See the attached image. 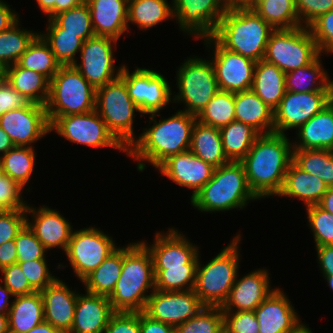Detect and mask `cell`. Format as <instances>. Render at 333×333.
<instances>
[{
    "instance_id": "6da1fadb",
    "label": "cell",
    "mask_w": 333,
    "mask_h": 333,
    "mask_svg": "<svg viewBox=\"0 0 333 333\" xmlns=\"http://www.w3.org/2000/svg\"><path fill=\"white\" fill-rule=\"evenodd\" d=\"M293 161V146L286 134H260L241 160L248 185L260 199L278 195Z\"/></svg>"
},
{
    "instance_id": "7a4b0ae2",
    "label": "cell",
    "mask_w": 333,
    "mask_h": 333,
    "mask_svg": "<svg viewBox=\"0 0 333 333\" xmlns=\"http://www.w3.org/2000/svg\"><path fill=\"white\" fill-rule=\"evenodd\" d=\"M150 115L154 125L146 128L127 150V155L139 160L137 169L141 172L146 166L143 161L158 168L169 157L189 151L192 129L197 120L196 116L182 110L159 122L154 119L156 113Z\"/></svg>"
},
{
    "instance_id": "3957f363",
    "label": "cell",
    "mask_w": 333,
    "mask_h": 333,
    "mask_svg": "<svg viewBox=\"0 0 333 333\" xmlns=\"http://www.w3.org/2000/svg\"><path fill=\"white\" fill-rule=\"evenodd\" d=\"M155 290L153 258L142 242L123 246V267L115 289L108 297L114 312H144Z\"/></svg>"
},
{
    "instance_id": "277c9868",
    "label": "cell",
    "mask_w": 333,
    "mask_h": 333,
    "mask_svg": "<svg viewBox=\"0 0 333 333\" xmlns=\"http://www.w3.org/2000/svg\"><path fill=\"white\" fill-rule=\"evenodd\" d=\"M274 30L250 7H236L226 10L212 37L226 50L257 62L264 59Z\"/></svg>"
},
{
    "instance_id": "5b68a950",
    "label": "cell",
    "mask_w": 333,
    "mask_h": 333,
    "mask_svg": "<svg viewBox=\"0 0 333 333\" xmlns=\"http://www.w3.org/2000/svg\"><path fill=\"white\" fill-rule=\"evenodd\" d=\"M258 199L251 191L241 161H229L214 169L212 178L191 198L202 212L243 209L247 201Z\"/></svg>"
},
{
    "instance_id": "8992f818",
    "label": "cell",
    "mask_w": 333,
    "mask_h": 333,
    "mask_svg": "<svg viewBox=\"0 0 333 333\" xmlns=\"http://www.w3.org/2000/svg\"><path fill=\"white\" fill-rule=\"evenodd\" d=\"M95 104L96 89L72 65L61 66L50 80L45 105L49 124L57 117L91 112Z\"/></svg>"
},
{
    "instance_id": "52a82bcc",
    "label": "cell",
    "mask_w": 333,
    "mask_h": 333,
    "mask_svg": "<svg viewBox=\"0 0 333 333\" xmlns=\"http://www.w3.org/2000/svg\"><path fill=\"white\" fill-rule=\"evenodd\" d=\"M236 236L204 267L198 261L194 292L207 307H222L238 276L239 242Z\"/></svg>"
},
{
    "instance_id": "ba28073f",
    "label": "cell",
    "mask_w": 333,
    "mask_h": 333,
    "mask_svg": "<svg viewBox=\"0 0 333 333\" xmlns=\"http://www.w3.org/2000/svg\"><path fill=\"white\" fill-rule=\"evenodd\" d=\"M95 110L109 131L128 150L135 142L134 113L140 111L128 95L125 80L121 76L96 89Z\"/></svg>"
},
{
    "instance_id": "9c48e42d",
    "label": "cell",
    "mask_w": 333,
    "mask_h": 333,
    "mask_svg": "<svg viewBox=\"0 0 333 333\" xmlns=\"http://www.w3.org/2000/svg\"><path fill=\"white\" fill-rule=\"evenodd\" d=\"M320 52L308 27L274 30L269 37L264 60L284 73L312 63Z\"/></svg>"
},
{
    "instance_id": "30bf717a",
    "label": "cell",
    "mask_w": 333,
    "mask_h": 333,
    "mask_svg": "<svg viewBox=\"0 0 333 333\" xmlns=\"http://www.w3.org/2000/svg\"><path fill=\"white\" fill-rule=\"evenodd\" d=\"M179 93L173 102H184V112L198 116L212 98L220 91L211 60L189 58L177 71Z\"/></svg>"
},
{
    "instance_id": "8fae6325",
    "label": "cell",
    "mask_w": 333,
    "mask_h": 333,
    "mask_svg": "<svg viewBox=\"0 0 333 333\" xmlns=\"http://www.w3.org/2000/svg\"><path fill=\"white\" fill-rule=\"evenodd\" d=\"M73 143L91 146L93 148L111 147L126 152L127 149L109 131L106 123L96 110L88 113L57 117L50 124V131Z\"/></svg>"
},
{
    "instance_id": "7c38bea8",
    "label": "cell",
    "mask_w": 333,
    "mask_h": 333,
    "mask_svg": "<svg viewBox=\"0 0 333 333\" xmlns=\"http://www.w3.org/2000/svg\"><path fill=\"white\" fill-rule=\"evenodd\" d=\"M114 242L108 234L92 226L72 232L65 254L75 276L82 281L95 270L118 248Z\"/></svg>"
},
{
    "instance_id": "4fadbf2b",
    "label": "cell",
    "mask_w": 333,
    "mask_h": 333,
    "mask_svg": "<svg viewBox=\"0 0 333 333\" xmlns=\"http://www.w3.org/2000/svg\"><path fill=\"white\" fill-rule=\"evenodd\" d=\"M120 76L125 80L128 95L142 114L159 113L171 102V88L160 73L137 68L129 73L127 66L122 65Z\"/></svg>"
},
{
    "instance_id": "5bb4252c",
    "label": "cell",
    "mask_w": 333,
    "mask_h": 333,
    "mask_svg": "<svg viewBox=\"0 0 333 333\" xmlns=\"http://www.w3.org/2000/svg\"><path fill=\"white\" fill-rule=\"evenodd\" d=\"M205 307L194 290H154L147 300L144 313L151 319L176 328Z\"/></svg>"
},
{
    "instance_id": "9a60e30c",
    "label": "cell",
    "mask_w": 333,
    "mask_h": 333,
    "mask_svg": "<svg viewBox=\"0 0 333 333\" xmlns=\"http://www.w3.org/2000/svg\"><path fill=\"white\" fill-rule=\"evenodd\" d=\"M112 42L116 44L118 41L99 35L90 37L80 50L81 64L72 65L95 89L120 76L122 66L115 74Z\"/></svg>"
},
{
    "instance_id": "2e32d148",
    "label": "cell",
    "mask_w": 333,
    "mask_h": 333,
    "mask_svg": "<svg viewBox=\"0 0 333 333\" xmlns=\"http://www.w3.org/2000/svg\"><path fill=\"white\" fill-rule=\"evenodd\" d=\"M333 100V92L296 93L286 91L274 110V132L299 128Z\"/></svg>"
},
{
    "instance_id": "e0dca14e",
    "label": "cell",
    "mask_w": 333,
    "mask_h": 333,
    "mask_svg": "<svg viewBox=\"0 0 333 333\" xmlns=\"http://www.w3.org/2000/svg\"><path fill=\"white\" fill-rule=\"evenodd\" d=\"M207 47L214 44L211 59L220 91L232 93L251 89L256 62L241 54L223 48L213 37L203 39Z\"/></svg>"
},
{
    "instance_id": "ac0fdd59",
    "label": "cell",
    "mask_w": 333,
    "mask_h": 333,
    "mask_svg": "<svg viewBox=\"0 0 333 333\" xmlns=\"http://www.w3.org/2000/svg\"><path fill=\"white\" fill-rule=\"evenodd\" d=\"M179 27L196 38L212 37L227 8L223 0H173Z\"/></svg>"
},
{
    "instance_id": "d6986e66",
    "label": "cell",
    "mask_w": 333,
    "mask_h": 333,
    "mask_svg": "<svg viewBox=\"0 0 333 333\" xmlns=\"http://www.w3.org/2000/svg\"><path fill=\"white\" fill-rule=\"evenodd\" d=\"M0 127L15 146L23 147L51 132L45 105L36 103L6 112L0 117Z\"/></svg>"
},
{
    "instance_id": "ffe728a7",
    "label": "cell",
    "mask_w": 333,
    "mask_h": 333,
    "mask_svg": "<svg viewBox=\"0 0 333 333\" xmlns=\"http://www.w3.org/2000/svg\"><path fill=\"white\" fill-rule=\"evenodd\" d=\"M158 169L179 186L192 189V198L212 178L215 167L189 150L169 157Z\"/></svg>"
},
{
    "instance_id": "44dd1931",
    "label": "cell",
    "mask_w": 333,
    "mask_h": 333,
    "mask_svg": "<svg viewBox=\"0 0 333 333\" xmlns=\"http://www.w3.org/2000/svg\"><path fill=\"white\" fill-rule=\"evenodd\" d=\"M151 252L153 267H184V264H198V248L186 237L171 228L166 234L157 233L152 246L142 242Z\"/></svg>"
},
{
    "instance_id": "7402d4cb",
    "label": "cell",
    "mask_w": 333,
    "mask_h": 333,
    "mask_svg": "<svg viewBox=\"0 0 333 333\" xmlns=\"http://www.w3.org/2000/svg\"><path fill=\"white\" fill-rule=\"evenodd\" d=\"M254 312L258 320L259 333H290L301 323L291 301L277 288Z\"/></svg>"
},
{
    "instance_id": "603a6c76",
    "label": "cell",
    "mask_w": 333,
    "mask_h": 333,
    "mask_svg": "<svg viewBox=\"0 0 333 333\" xmlns=\"http://www.w3.org/2000/svg\"><path fill=\"white\" fill-rule=\"evenodd\" d=\"M43 300L44 321L54 328L68 333L74 321L78 292L68 288L57 278L52 284L40 291Z\"/></svg>"
},
{
    "instance_id": "cb8c5ba5",
    "label": "cell",
    "mask_w": 333,
    "mask_h": 333,
    "mask_svg": "<svg viewBox=\"0 0 333 333\" xmlns=\"http://www.w3.org/2000/svg\"><path fill=\"white\" fill-rule=\"evenodd\" d=\"M270 278L266 269L248 273L232 286L222 311H254L274 290H270Z\"/></svg>"
},
{
    "instance_id": "d4e9b609",
    "label": "cell",
    "mask_w": 333,
    "mask_h": 333,
    "mask_svg": "<svg viewBox=\"0 0 333 333\" xmlns=\"http://www.w3.org/2000/svg\"><path fill=\"white\" fill-rule=\"evenodd\" d=\"M33 215V223L26 218V225L36 235L37 239L48 251L59 247L66 251L72 235L71 223H69L58 211L42 206L40 209L27 205L26 214Z\"/></svg>"
},
{
    "instance_id": "484cf974",
    "label": "cell",
    "mask_w": 333,
    "mask_h": 333,
    "mask_svg": "<svg viewBox=\"0 0 333 333\" xmlns=\"http://www.w3.org/2000/svg\"><path fill=\"white\" fill-rule=\"evenodd\" d=\"M95 35L119 40L129 28L128 0H85Z\"/></svg>"
},
{
    "instance_id": "4316f807",
    "label": "cell",
    "mask_w": 333,
    "mask_h": 333,
    "mask_svg": "<svg viewBox=\"0 0 333 333\" xmlns=\"http://www.w3.org/2000/svg\"><path fill=\"white\" fill-rule=\"evenodd\" d=\"M113 313L108 297L90 292L78 294L73 325L68 333H103Z\"/></svg>"
},
{
    "instance_id": "83f0119b",
    "label": "cell",
    "mask_w": 333,
    "mask_h": 333,
    "mask_svg": "<svg viewBox=\"0 0 333 333\" xmlns=\"http://www.w3.org/2000/svg\"><path fill=\"white\" fill-rule=\"evenodd\" d=\"M293 149L333 150V100L298 128Z\"/></svg>"
},
{
    "instance_id": "f1b7e54d",
    "label": "cell",
    "mask_w": 333,
    "mask_h": 333,
    "mask_svg": "<svg viewBox=\"0 0 333 333\" xmlns=\"http://www.w3.org/2000/svg\"><path fill=\"white\" fill-rule=\"evenodd\" d=\"M328 186L318 177L299 168L293 161L285 175L283 187L278 195L301 199L305 206L317 205Z\"/></svg>"
},
{
    "instance_id": "f546056e",
    "label": "cell",
    "mask_w": 333,
    "mask_h": 333,
    "mask_svg": "<svg viewBox=\"0 0 333 333\" xmlns=\"http://www.w3.org/2000/svg\"><path fill=\"white\" fill-rule=\"evenodd\" d=\"M235 120L251 126L259 134L274 132V111L251 89L235 93Z\"/></svg>"
},
{
    "instance_id": "4dcf8cb0",
    "label": "cell",
    "mask_w": 333,
    "mask_h": 333,
    "mask_svg": "<svg viewBox=\"0 0 333 333\" xmlns=\"http://www.w3.org/2000/svg\"><path fill=\"white\" fill-rule=\"evenodd\" d=\"M251 90L274 111L286 93L285 73L264 59L257 61Z\"/></svg>"
},
{
    "instance_id": "1f68e13d",
    "label": "cell",
    "mask_w": 333,
    "mask_h": 333,
    "mask_svg": "<svg viewBox=\"0 0 333 333\" xmlns=\"http://www.w3.org/2000/svg\"><path fill=\"white\" fill-rule=\"evenodd\" d=\"M4 80L32 103L46 105L50 81L42 74L15 63L4 68Z\"/></svg>"
},
{
    "instance_id": "d6a6232c",
    "label": "cell",
    "mask_w": 333,
    "mask_h": 333,
    "mask_svg": "<svg viewBox=\"0 0 333 333\" xmlns=\"http://www.w3.org/2000/svg\"><path fill=\"white\" fill-rule=\"evenodd\" d=\"M8 312L9 333H27L44 321L40 292L15 296Z\"/></svg>"
},
{
    "instance_id": "836d02e7",
    "label": "cell",
    "mask_w": 333,
    "mask_h": 333,
    "mask_svg": "<svg viewBox=\"0 0 333 333\" xmlns=\"http://www.w3.org/2000/svg\"><path fill=\"white\" fill-rule=\"evenodd\" d=\"M189 150L215 168L229 162L223 151L219 128L197 120L192 129Z\"/></svg>"
},
{
    "instance_id": "e575fe53",
    "label": "cell",
    "mask_w": 333,
    "mask_h": 333,
    "mask_svg": "<svg viewBox=\"0 0 333 333\" xmlns=\"http://www.w3.org/2000/svg\"><path fill=\"white\" fill-rule=\"evenodd\" d=\"M321 55L309 65L285 73L286 91L333 92V80H329L327 73L322 68Z\"/></svg>"
},
{
    "instance_id": "d590c367",
    "label": "cell",
    "mask_w": 333,
    "mask_h": 333,
    "mask_svg": "<svg viewBox=\"0 0 333 333\" xmlns=\"http://www.w3.org/2000/svg\"><path fill=\"white\" fill-rule=\"evenodd\" d=\"M122 267L123 247H119L82 280L86 292L109 297L115 289Z\"/></svg>"
},
{
    "instance_id": "8d00e7d4",
    "label": "cell",
    "mask_w": 333,
    "mask_h": 333,
    "mask_svg": "<svg viewBox=\"0 0 333 333\" xmlns=\"http://www.w3.org/2000/svg\"><path fill=\"white\" fill-rule=\"evenodd\" d=\"M225 156L229 161H241L260 135L251 126L234 120L219 129Z\"/></svg>"
},
{
    "instance_id": "74e56055",
    "label": "cell",
    "mask_w": 333,
    "mask_h": 333,
    "mask_svg": "<svg viewBox=\"0 0 333 333\" xmlns=\"http://www.w3.org/2000/svg\"><path fill=\"white\" fill-rule=\"evenodd\" d=\"M250 8L275 30L301 26L295 0H253Z\"/></svg>"
},
{
    "instance_id": "f35d334b",
    "label": "cell",
    "mask_w": 333,
    "mask_h": 333,
    "mask_svg": "<svg viewBox=\"0 0 333 333\" xmlns=\"http://www.w3.org/2000/svg\"><path fill=\"white\" fill-rule=\"evenodd\" d=\"M17 64L45 76L49 81L61 67L49 44L38 34L21 55Z\"/></svg>"
},
{
    "instance_id": "ab89813d",
    "label": "cell",
    "mask_w": 333,
    "mask_h": 333,
    "mask_svg": "<svg viewBox=\"0 0 333 333\" xmlns=\"http://www.w3.org/2000/svg\"><path fill=\"white\" fill-rule=\"evenodd\" d=\"M166 0H128V22L148 30L173 18V7Z\"/></svg>"
},
{
    "instance_id": "60d3db41",
    "label": "cell",
    "mask_w": 333,
    "mask_h": 333,
    "mask_svg": "<svg viewBox=\"0 0 333 333\" xmlns=\"http://www.w3.org/2000/svg\"><path fill=\"white\" fill-rule=\"evenodd\" d=\"M293 162L328 187H333V150L293 149Z\"/></svg>"
},
{
    "instance_id": "b9f144b4",
    "label": "cell",
    "mask_w": 333,
    "mask_h": 333,
    "mask_svg": "<svg viewBox=\"0 0 333 333\" xmlns=\"http://www.w3.org/2000/svg\"><path fill=\"white\" fill-rule=\"evenodd\" d=\"M0 155L5 175L24 188L34 171L36 160L34 148L15 146L4 155Z\"/></svg>"
},
{
    "instance_id": "7bdbcfd3",
    "label": "cell",
    "mask_w": 333,
    "mask_h": 333,
    "mask_svg": "<svg viewBox=\"0 0 333 333\" xmlns=\"http://www.w3.org/2000/svg\"><path fill=\"white\" fill-rule=\"evenodd\" d=\"M48 22L46 34L40 35L49 44L56 60L61 66L75 64L76 52L81 50L84 40L71 32H61L50 19Z\"/></svg>"
},
{
    "instance_id": "ee69618b",
    "label": "cell",
    "mask_w": 333,
    "mask_h": 333,
    "mask_svg": "<svg viewBox=\"0 0 333 333\" xmlns=\"http://www.w3.org/2000/svg\"><path fill=\"white\" fill-rule=\"evenodd\" d=\"M198 264H184V267H154L155 290H194Z\"/></svg>"
},
{
    "instance_id": "f6af8a7d",
    "label": "cell",
    "mask_w": 333,
    "mask_h": 333,
    "mask_svg": "<svg viewBox=\"0 0 333 333\" xmlns=\"http://www.w3.org/2000/svg\"><path fill=\"white\" fill-rule=\"evenodd\" d=\"M19 20L9 29L0 32V65L5 68L18 62L28 45L38 35L17 26Z\"/></svg>"
},
{
    "instance_id": "bcb514c9",
    "label": "cell",
    "mask_w": 333,
    "mask_h": 333,
    "mask_svg": "<svg viewBox=\"0 0 333 333\" xmlns=\"http://www.w3.org/2000/svg\"><path fill=\"white\" fill-rule=\"evenodd\" d=\"M196 119L219 129L230 124L235 120V93L219 91Z\"/></svg>"
},
{
    "instance_id": "7dc6e473",
    "label": "cell",
    "mask_w": 333,
    "mask_h": 333,
    "mask_svg": "<svg viewBox=\"0 0 333 333\" xmlns=\"http://www.w3.org/2000/svg\"><path fill=\"white\" fill-rule=\"evenodd\" d=\"M50 20L58 28H61V32H71L84 41L95 35L90 9L85 1L76 7L54 15Z\"/></svg>"
},
{
    "instance_id": "c3c4849f",
    "label": "cell",
    "mask_w": 333,
    "mask_h": 333,
    "mask_svg": "<svg viewBox=\"0 0 333 333\" xmlns=\"http://www.w3.org/2000/svg\"><path fill=\"white\" fill-rule=\"evenodd\" d=\"M224 328L221 307H205L175 328V333H218Z\"/></svg>"
},
{
    "instance_id": "681fc988",
    "label": "cell",
    "mask_w": 333,
    "mask_h": 333,
    "mask_svg": "<svg viewBox=\"0 0 333 333\" xmlns=\"http://www.w3.org/2000/svg\"><path fill=\"white\" fill-rule=\"evenodd\" d=\"M306 208L316 247L333 245V214L318 204Z\"/></svg>"
},
{
    "instance_id": "f907efd6",
    "label": "cell",
    "mask_w": 333,
    "mask_h": 333,
    "mask_svg": "<svg viewBox=\"0 0 333 333\" xmlns=\"http://www.w3.org/2000/svg\"><path fill=\"white\" fill-rule=\"evenodd\" d=\"M14 241L17 250V262L45 259L47 250L27 225L17 234Z\"/></svg>"
},
{
    "instance_id": "816d5d0a",
    "label": "cell",
    "mask_w": 333,
    "mask_h": 333,
    "mask_svg": "<svg viewBox=\"0 0 333 333\" xmlns=\"http://www.w3.org/2000/svg\"><path fill=\"white\" fill-rule=\"evenodd\" d=\"M26 276L30 286L40 292L48 285L52 284L57 278L50 274L45 259H35L26 262H17Z\"/></svg>"
},
{
    "instance_id": "f5cc1de1",
    "label": "cell",
    "mask_w": 333,
    "mask_h": 333,
    "mask_svg": "<svg viewBox=\"0 0 333 333\" xmlns=\"http://www.w3.org/2000/svg\"><path fill=\"white\" fill-rule=\"evenodd\" d=\"M321 53H333V10L319 16L308 26Z\"/></svg>"
},
{
    "instance_id": "db71d44e",
    "label": "cell",
    "mask_w": 333,
    "mask_h": 333,
    "mask_svg": "<svg viewBox=\"0 0 333 333\" xmlns=\"http://www.w3.org/2000/svg\"><path fill=\"white\" fill-rule=\"evenodd\" d=\"M222 312L224 328L228 333H259L258 320L254 311Z\"/></svg>"
},
{
    "instance_id": "11a10c76",
    "label": "cell",
    "mask_w": 333,
    "mask_h": 333,
    "mask_svg": "<svg viewBox=\"0 0 333 333\" xmlns=\"http://www.w3.org/2000/svg\"><path fill=\"white\" fill-rule=\"evenodd\" d=\"M295 5L300 24L305 27L319 16L333 10V0H295Z\"/></svg>"
},
{
    "instance_id": "9f6ffc18",
    "label": "cell",
    "mask_w": 333,
    "mask_h": 333,
    "mask_svg": "<svg viewBox=\"0 0 333 333\" xmlns=\"http://www.w3.org/2000/svg\"><path fill=\"white\" fill-rule=\"evenodd\" d=\"M26 210H8L0 215V245L14 240L26 225Z\"/></svg>"
},
{
    "instance_id": "6f0895ef",
    "label": "cell",
    "mask_w": 333,
    "mask_h": 333,
    "mask_svg": "<svg viewBox=\"0 0 333 333\" xmlns=\"http://www.w3.org/2000/svg\"><path fill=\"white\" fill-rule=\"evenodd\" d=\"M5 285L15 296L29 295L36 292L29 284L19 264H12L0 270Z\"/></svg>"
},
{
    "instance_id": "680465c9",
    "label": "cell",
    "mask_w": 333,
    "mask_h": 333,
    "mask_svg": "<svg viewBox=\"0 0 333 333\" xmlns=\"http://www.w3.org/2000/svg\"><path fill=\"white\" fill-rule=\"evenodd\" d=\"M103 333H140V312H114Z\"/></svg>"
},
{
    "instance_id": "91938a15",
    "label": "cell",
    "mask_w": 333,
    "mask_h": 333,
    "mask_svg": "<svg viewBox=\"0 0 333 333\" xmlns=\"http://www.w3.org/2000/svg\"><path fill=\"white\" fill-rule=\"evenodd\" d=\"M23 189L13 179L5 175L0 180V202L9 210H26L27 204L21 199Z\"/></svg>"
},
{
    "instance_id": "94428289",
    "label": "cell",
    "mask_w": 333,
    "mask_h": 333,
    "mask_svg": "<svg viewBox=\"0 0 333 333\" xmlns=\"http://www.w3.org/2000/svg\"><path fill=\"white\" fill-rule=\"evenodd\" d=\"M31 103L4 79L0 82V117L10 110L28 107Z\"/></svg>"
},
{
    "instance_id": "6125c7cd",
    "label": "cell",
    "mask_w": 333,
    "mask_h": 333,
    "mask_svg": "<svg viewBox=\"0 0 333 333\" xmlns=\"http://www.w3.org/2000/svg\"><path fill=\"white\" fill-rule=\"evenodd\" d=\"M140 333H175V327L156 321L140 312Z\"/></svg>"
},
{
    "instance_id": "be15d7a7",
    "label": "cell",
    "mask_w": 333,
    "mask_h": 333,
    "mask_svg": "<svg viewBox=\"0 0 333 333\" xmlns=\"http://www.w3.org/2000/svg\"><path fill=\"white\" fill-rule=\"evenodd\" d=\"M316 250L323 275H333V245L319 246Z\"/></svg>"
},
{
    "instance_id": "e7e4bbea",
    "label": "cell",
    "mask_w": 333,
    "mask_h": 333,
    "mask_svg": "<svg viewBox=\"0 0 333 333\" xmlns=\"http://www.w3.org/2000/svg\"><path fill=\"white\" fill-rule=\"evenodd\" d=\"M17 263V250L14 240L0 245V270Z\"/></svg>"
},
{
    "instance_id": "03108f58",
    "label": "cell",
    "mask_w": 333,
    "mask_h": 333,
    "mask_svg": "<svg viewBox=\"0 0 333 333\" xmlns=\"http://www.w3.org/2000/svg\"><path fill=\"white\" fill-rule=\"evenodd\" d=\"M18 19L17 13L15 14L9 5L0 0V32L9 29Z\"/></svg>"
},
{
    "instance_id": "003e7915",
    "label": "cell",
    "mask_w": 333,
    "mask_h": 333,
    "mask_svg": "<svg viewBox=\"0 0 333 333\" xmlns=\"http://www.w3.org/2000/svg\"><path fill=\"white\" fill-rule=\"evenodd\" d=\"M9 296H14L12 292L4 285L0 284V314H8L12 304H9Z\"/></svg>"
},
{
    "instance_id": "a7ac6f4b",
    "label": "cell",
    "mask_w": 333,
    "mask_h": 333,
    "mask_svg": "<svg viewBox=\"0 0 333 333\" xmlns=\"http://www.w3.org/2000/svg\"><path fill=\"white\" fill-rule=\"evenodd\" d=\"M84 1L85 0H58V2L55 3V15L76 7Z\"/></svg>"
},
{
    "instance_id": "89a4df30",
    "label": "cell",
    "mask_w": 333,
    "mask_h": 333,
    "mask_svg": "<svg viewBox=\"0 0 333 333\" xmlns=\"http://www.w3.org/2000/svg\"><path fill=\"white\" fill-rule=\"evenodd\" d=\"M38 6L51 19L55 15V3L58 0H36Z\"/></svg>"
},
{
    "instance_id": "2644e50d",
    "label": "cell",
    "mask_w": 333,
    "mask_h": 333,
    "mask_svg": "<svg viewBox=\"0 0 333 333\" xmlns=\"http://www.w3.org/2000/svg\"><path fill=\"white\" fill-rule=\"evenodd\" d=\"M318 205L325 211L333 214V187L328 188Z\"/></svg>"
},
{
    "instance_id": "8c879c8a",
    "label": "cell",
    "mask_w": 333,
    "mask_h": 333,
    "mask_svg": "<svg viewBox=\"0 0 333 333\" xmlns=\"http://www.w3.org/2000/svg\"><path fill=\"white\" fill-rule=\"evenodd\" d=\"M15 147L11 138L0 127V153L3 155Z\"/></svg>"
},
{
    "instance_id": "753ad0ef",
    "label": "cell",
    "mask_w": 333,
    "mask_h": 333,
    "mask_svg": "<svg viewBox=\"0 0 333 333\" xmlns=\"http://www.w3.org/2000/svg\"><path fill=\"white\" fill-rule=\"evenodd\" d=\"M27 333H63L61 330L54 328L51 324L46 321L38 324Z\"/></svg>"
},
{
    "instance_id": "34e18365",
    "label": "cell",
    "mask_w": 333,
    "mask_h": 333,
    "mask_svg": "<svg viewBox=\"0 0 333 333\" xmlns=\"http://www.w3.org/2000/svg\"><path fill=\"white\" fill-rule=\"evenodd\" d=\"M0 333H9L8 314H0Z\"/></svg>"
},
{
    "instance_id": "11e5206c",
    "label": "cell",
    "mask_w": 333,
    "mask_h": 333,
    "mask_svg": "<svg viewBox=\"0 0 333 333\" xmlns=\"http://www.w3.org/2000/svg\"><path fill=\"white\" fill-rule=\"evenodd\" d=\"M223 4L227 9L243 7V0H223Z\"/></svg>"
},
{
    "instance_id": "2a66077c",
    "label": "cell",
    "mask_w": 333,
    "mask_h": 333,
    "mask_svg": "<svg viewBox=\"0 0 333 333\" xmlns=\"http://www.w3.org/2000/svg\"><path fill=\"white\" fill-rule=\"evenodd\" d=\"M305 324L300 323L292 332L290 333H312L309 328H307Z\"/></svg>"
},
{
    "instance_id": "b9fcfbb0",
    "label": "cell",
    "mask_w": 333,
    "mask_h": 333,
    "mask_svg": "<svg viewBox=\"0 0 333 333\" xmlns=\"http://www.w3.org/2000/svg\"><path fill=\"white\" fill-rule=\"evenodd\" d=\"M328 282V286L333 290V275H323Z\"/></svg>"
},
{
    "instance_id": "09005b40",
    "label": "cell",
    "mask_w": 333,
    "mask_h": 333,
    "mask_svg": "<svg viewBox=\"0 0 333 333\" xmlns=\"http://www.w3.org/2000/svg\"><path fill=\"white\" fill-rule=\"evenodd\" d=\"M9 209L0 202V215L6 213Z\"/></svg>"
},
{
    "instance_id": "979ff035",
    "label": "cell",
    "mask_w": 333,
    "mask_h": 333,
    "mask_svg": "<svg viewBox=\"0 0 333 333\" xmlns=\"http://www.w3.org/2000/svg\"><path fill=\"white\" fill-rule=\"evenodd\" d=\"M253 3V0H243V7H250Z\"/></svg>"
},
{
    "instance_id": "deb4b68c",
    "label": "cell",
    "mask_w": 333,
    "mask_h": 333,
    "mask_svg": "<svg viewBox=\"0 0 333 333\" xmlns=\"http://www.w3.org/2000/svg\"><path fill=\"white\" fill-rule=\"evenodd\" d=\"M4 79V68L0 65V82Z\"/></svg>"
},
{
    "instance_id": "67dfc351",
    "label": "cell",
    "mask_w": 333,
    "mask_h": 333,
    "mask_svg": "<svg viewBox=\"0 0 333 333\" xmlns=\"http://www.w3.org/2000/svg\"><path fill=\"white\" fill-rule=\"evenodd\" d=\"M5 176V173H4V170H3V167H2V164L0 162V180Z\"/></svg>"
},
{
    "instance_id": "b62a3aed",
    "label": "cell",
    "mask_w": 333,
    "mask_h": 333,
    "mask_svg": "<svg viewBox=\"0 0 333 333\" xmlns=\"http://www.w3.org/2000/svg\"><path fill=\"white\" fill-rule=\"evenodd\" d=\"M218 333H228L227 330L225 328H223L220 332Z\"/></svg>"
}]
</instances>
